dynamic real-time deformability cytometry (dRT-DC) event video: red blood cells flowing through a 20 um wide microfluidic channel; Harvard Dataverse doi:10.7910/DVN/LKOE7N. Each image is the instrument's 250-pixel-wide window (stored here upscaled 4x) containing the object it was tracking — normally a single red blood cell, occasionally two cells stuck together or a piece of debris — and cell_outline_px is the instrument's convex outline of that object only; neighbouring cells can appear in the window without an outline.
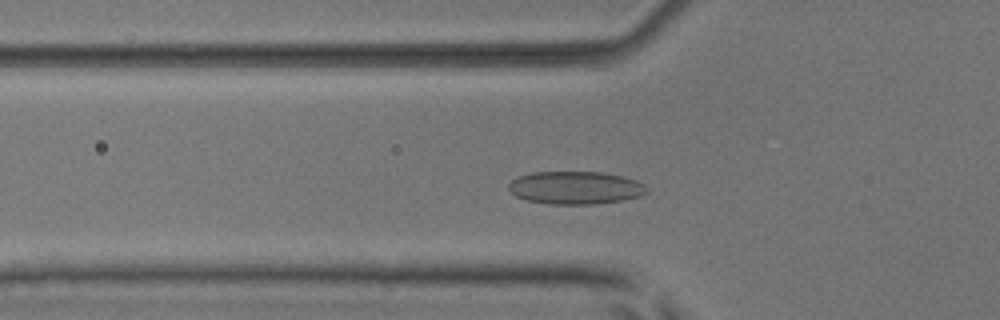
{"species": "common noctule bat (a hibernating species)", "species_latin": "Nyctalus noctula", "temperature_condition": "room temperature", "stored_images_in_passage": 44, "camera_frame_rate_fps": 3000, "um_per_image_px": 0.085, "animal": {"sex": "male", "body_mass_g": 17.9, "forearm_length_mm": 54.2}, "frame": {"image": 1, "passage_image": 10, "time_ms": 3.0, "image_size_px": [1000, 320], "cell_outline_px": [[648, 192], [640, 196], [624, 200], [592, 204], [548, 204], [524, 200], [516, 196], [508, 188], [508, 184], [512, 180], [520, 176], [532, 172], [604, 172], [624, 176], [636, 180], [644, 184], [648, 188]], "centroid_in_image_um": [48.93, 15.96], "position_along_channel_um": 76.9, "area_um2": 26.65}}
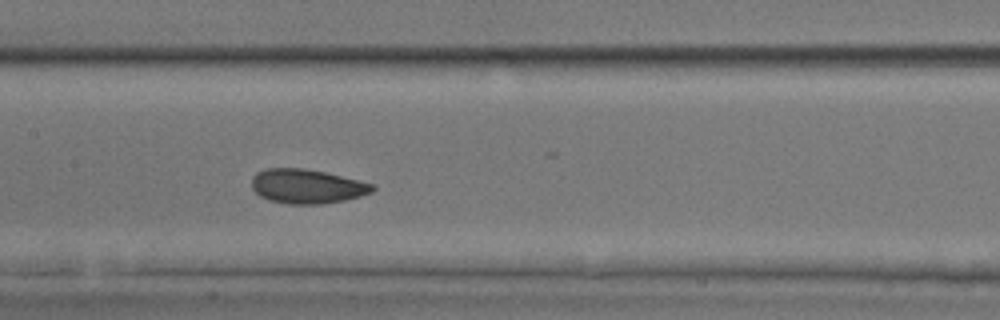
{"frame": {"image": 2, "passage_image": 18, "time_ms": 5.667, "image_size_px": [1000, 320], "cell_outline_px": [[376, 188], [372, 192], [360, 196], [344, 200], [320, 204], [288, 204], [268, 200], [260, 196], [252, 188], [252, 176], [256, 172], [264, 168], [304, 168], [324, 172], [372, 184]], "centroid_in_image_um": [26.04, 15.84], "position_along_channel_um": 181.4, "area_um2": 24.04}}
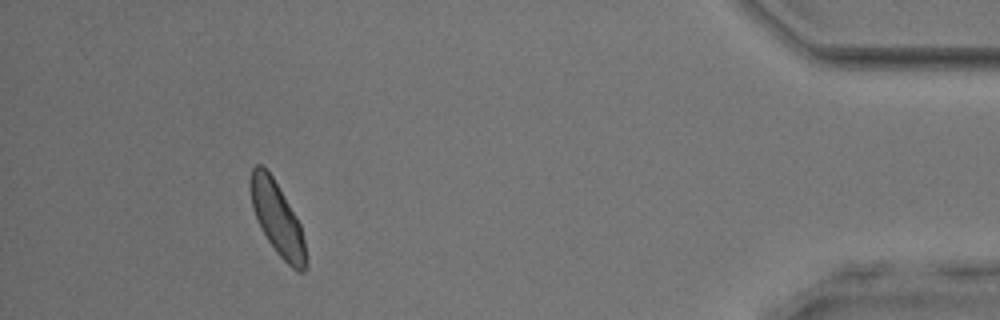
{"frame": {"image": 3, "passage_image": 40, "time_ms": 13.0, "image_size_px": [1000, 320], "cell_outline_px": [[308, 268], [304, 272], [296, 272], [276, 252], [260, 228], [256, 220], [252, 208], [252, 168], [256, 164], [260, 164], [272, 176], [296, 216], [300, 224], [304, 240]], "centroid_in_image_um": [23.61, 18.67], "position_along_channel_um": 411.6, "area_um2": 23.12}, "authors_computed_cell_mechanics": {"area_um2": 23.987, "velocity_mm_per_s": 3.916, "shape_relaxation_time_tau1_ms": 2.8796, "shape_relaxation_time_tau2_ms": 1.0674, "deformation_change_tau1": 0.0811, "deformation_change_tau2": 0.0615}}